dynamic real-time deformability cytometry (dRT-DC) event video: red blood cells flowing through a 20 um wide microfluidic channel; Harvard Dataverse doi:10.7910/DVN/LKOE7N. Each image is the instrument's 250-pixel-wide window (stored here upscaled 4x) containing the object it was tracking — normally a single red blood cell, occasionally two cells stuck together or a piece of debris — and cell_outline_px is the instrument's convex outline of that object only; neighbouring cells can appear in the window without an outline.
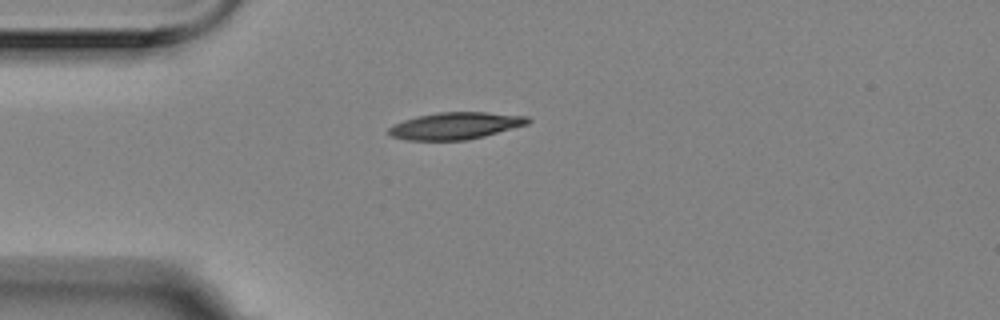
{"species": "Egyptian fruit bat (a non-hibernating species)", "species_latin": "Rousettus aegyptiacus", "temperature_condition": "room temperature", "stored_images_in_passage": 1, "camera_frame_rate_fps": 3000, "um_per_image_px": 0.085, "animal": {"sex": "female"}, "frame": {"image": 1, "passage_image": 1, "time_ms": 0.0, "image_size_px": [1000, 320], "cell_outline_px": [[532, 120], [528, 124], [484, 136], [468, 140], [408, 140], [392, 136], [388, 132], [388, 128], [392, 124], [416, 116], [440, 112], [488, 112], [528, 116]], "centroid_in_image_um": [38.72, 10.68], "position_along_channel_um": 46.3, "area_um2": 21.91}}